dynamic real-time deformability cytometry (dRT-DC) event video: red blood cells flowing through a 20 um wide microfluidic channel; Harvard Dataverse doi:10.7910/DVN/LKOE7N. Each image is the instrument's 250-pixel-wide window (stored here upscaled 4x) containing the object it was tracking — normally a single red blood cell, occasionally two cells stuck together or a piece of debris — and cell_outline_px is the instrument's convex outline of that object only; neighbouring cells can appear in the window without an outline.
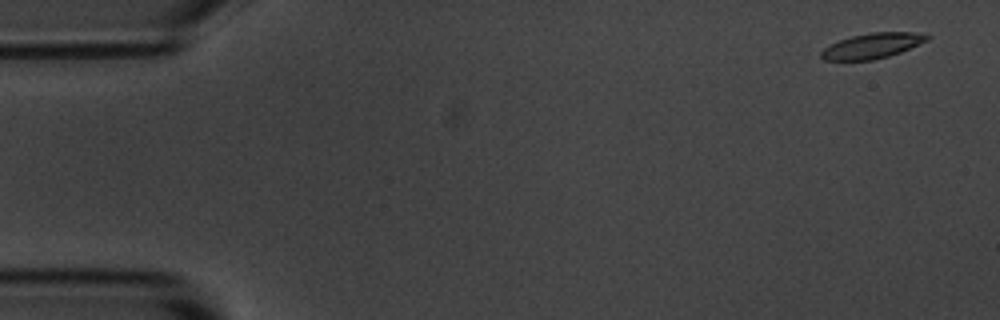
{"species": "common noctule bat (a hibernating species)", "species_latin": "Nyctalus noctula", "temperature_condition": "room temperature", "stored_images_in_passage": 2, "segment_of_instrument_passage": [2, 2], "camera_frame_rate_fps": 3000, "um_per_image_px": 0.085, "animal": {"sex": "male", "body_mass_g": 20.1, "forearm_length_mm": 53.5}, "frame": {"image": 1, "passage_image": 2, "time_ms": 2.0, "image_size_px": [1000, 320], "cell_outline_px": [[932, 36], [928, 40], [900, 52], [888, 56], [872, 60], [824, 60], [820, 56], [820, 52], [824, 48], [840, 40], [852, 36], [872, 32], [912, 32]], "centroid_in_image_um": [74.14, 3.89], "position_along_channel_um": 10.9, "area_um2": 15.37}}